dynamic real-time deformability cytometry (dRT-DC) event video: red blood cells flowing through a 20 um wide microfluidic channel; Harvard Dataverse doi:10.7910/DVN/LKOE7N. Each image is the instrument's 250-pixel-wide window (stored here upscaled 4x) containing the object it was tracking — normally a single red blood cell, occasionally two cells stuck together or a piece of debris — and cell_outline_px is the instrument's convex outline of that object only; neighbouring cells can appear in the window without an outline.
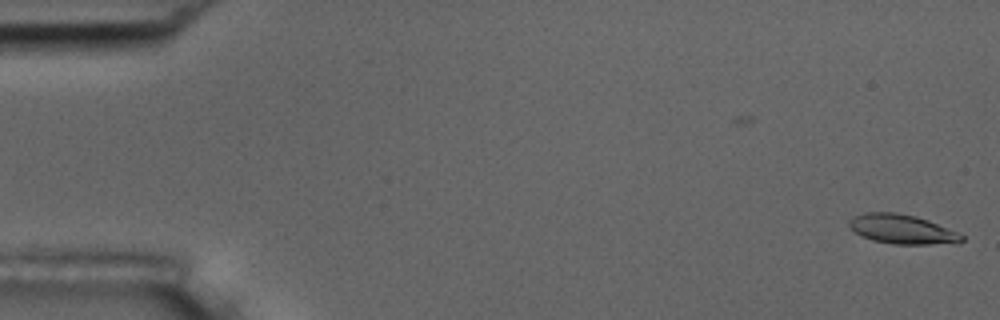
{"species": "common noctule bat (a hibernating species)", "species_latin": "Nyctalus noctula", "temperature_condition": "room temperature", "stored_images_in_passage": 5, "camera_frame_rate_fps": 3000, "um_per_image_px": 0.085, "animal": {"sex": "male", "body_mass_g": 17.5, "forearm_length_mm": 52.3}, "frame": {"image": 1, "passage_image": 1, "time_ms": 0.0, "image_size_px": [1000, 320], "cell_outline_px": [[964, 240], [960, 244], [892, 244], [872, 240], [856, 232], [848, 224], [848, 220], [852, 216], [864, 212], [896, 212], [916, 216], [928, 220], [956, 232], [964, 236]], "centroid_in_image_um": [76.69, 19.48], "position_along_channel_um": 8.3, "area_um2": 19.36}}